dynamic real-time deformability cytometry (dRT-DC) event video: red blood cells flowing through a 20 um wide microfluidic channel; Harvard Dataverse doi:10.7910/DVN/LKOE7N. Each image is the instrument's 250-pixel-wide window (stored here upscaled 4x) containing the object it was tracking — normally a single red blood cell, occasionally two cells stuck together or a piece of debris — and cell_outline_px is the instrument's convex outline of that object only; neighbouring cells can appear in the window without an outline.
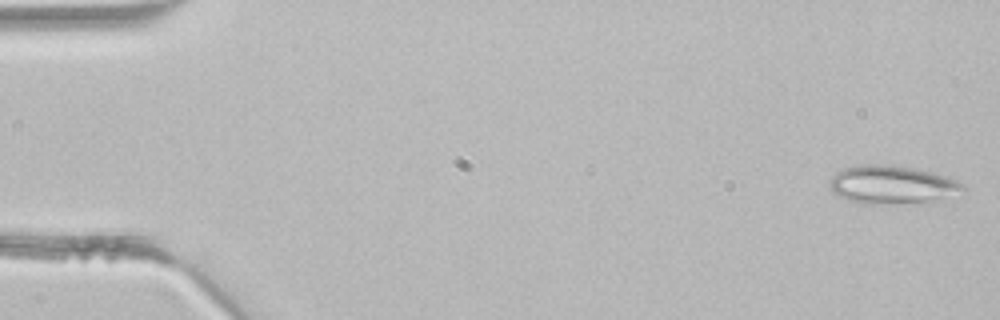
{"species": "common noctule bat (a hibernating species)", "species_latin": "Nyctalus noctula", "temperature_condition": "room temperature", "stored_images_in_passage": 2, "camera_frame_rate_fps": 3000, "um_per_image_px": 0.085, "animal": {"sex": "male", "body_mass_g": 21.5, "forearm_length_mm": 52.0}, "frame": {"image": 1, "passage_image": 1, "time_ms": 0.0, "image_size_px": [1000, 320], "cell_outline_px": [[968, 188], [964, 192], [940, 200], [896, 204], [864, 204], [848, 200], [832, 192], [828, 184], [828, 180], [836, 172], [844, 168], [864, 164], [884, 164], [912, 168], [932, 172], [956, 180], [964, 184]], "centroid_in_image_um": [75.83, 15.71], "position_along_channel_um": 9.2, "area_um2": 30.06}}